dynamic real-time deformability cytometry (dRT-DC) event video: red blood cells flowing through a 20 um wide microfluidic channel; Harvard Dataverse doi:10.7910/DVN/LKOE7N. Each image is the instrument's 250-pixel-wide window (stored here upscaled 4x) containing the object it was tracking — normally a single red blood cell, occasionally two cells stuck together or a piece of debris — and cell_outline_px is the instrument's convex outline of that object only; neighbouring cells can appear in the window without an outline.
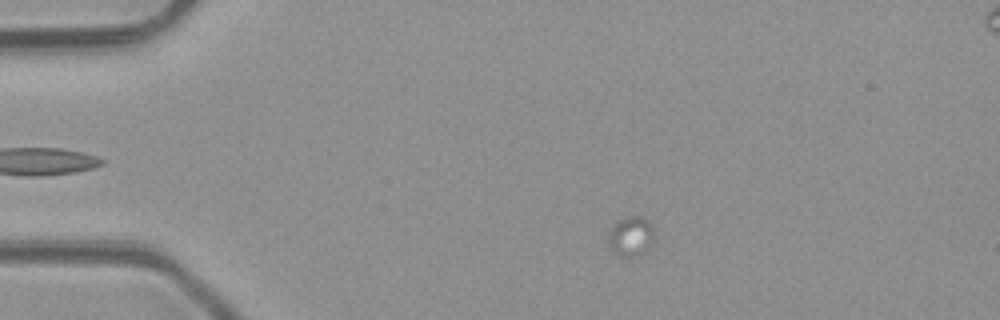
{"species": "common noctule bat (a hibernating species)", "species_latin": "Nyctalus noctula", "temperature_condition": "room temperature", "stored_images_in_passage": 4, "camera_frame_rate_fps": 3000, "um_per_image_px": 0.085, "animal": {"sex": "male", "body_mass_g": 23.1, "forearm_length_mm": 52.7}, "frame": {"image": 1, "passage_image": 2, "time_ms": 1.333, "image_size_px": [1000, 320], "cell_outline_px": [[652, 244], [644, 252], [632, 260], [620, 256], [612, 252], [608, 244], [608, 236], [612, 224], [628, 216], [644, 216], [652, 224]], "centroid_in_image_um": [53.6, 20.12], "position_along_channel_um": 31.4, "area_um2": 10.98}}